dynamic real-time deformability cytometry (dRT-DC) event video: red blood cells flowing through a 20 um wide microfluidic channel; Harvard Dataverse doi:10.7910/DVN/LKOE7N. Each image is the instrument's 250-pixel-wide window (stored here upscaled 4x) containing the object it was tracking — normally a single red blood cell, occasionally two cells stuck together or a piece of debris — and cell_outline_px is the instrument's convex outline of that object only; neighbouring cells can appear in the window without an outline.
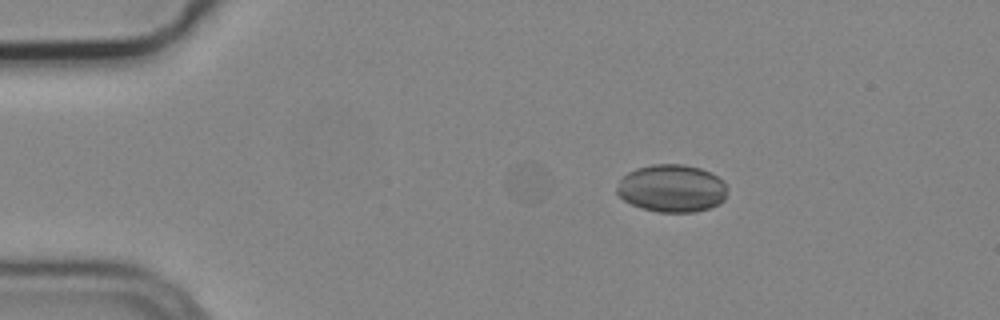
{"species": "common noctule bat (a hibernating species)", "species_latin": "Nyctalus noctula", "temperature_condition": "cold", "stored_images_in_passage": 5, "camera_frame_rate_fps": 3000, "um_per_image_px": 0.085, "animal": {"sex": "male", "body_mass_g": 19.2, "forearm_length_mm": 51.8}, "frame": {"image": 1, "passage_image": 3, "time_ms": 0.667, "image_size_px": [1000, 320], "cell_outline_px": [[728, 188], [724, 200], [720, 204], [696, 212], [656, 212], [640, 208], [624, 200], [616, 192], [616, 188], [620, 180], [628, 172], [636, 168], [652, 164], [684, 164], [700, 168], [712, 172], [724, 180]], "centroid_in_image_um": [57.13, 16.01], "position_along_channel_um": 27.9, "area_um2": 31.04}}